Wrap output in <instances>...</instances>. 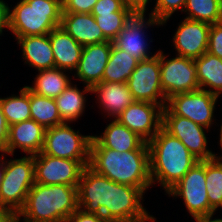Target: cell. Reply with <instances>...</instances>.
<instances>
[{
	"label": "cell",
	"instance_id": "6da1fadb",
	"mask_svg": "<svg viewBox=\"0 0 222 222\" xmlns=\"http://www.w3.org/2000/svg\"><path fill=\"white\" fill-rule=\"evenodd\" d=\"M88 167L116 183L139 187L145 194L152 190L146 141L136 150L118 152L103 147L92 136Z\"/></svg>",
	"mask_w": 222,
	"mask_h": 222
},
{
	"label": "cell",
	"instance_id": "7a4b0ae2",
	"mask_svg": "<svg viewBox=\"0 0 222 222\" xmlns=\"http://www.w3.org/2000/svg\"><path fill=\"white\" fill-rule=\"evenodd\" d=\"M147 144L152 188L158 184L165 194L199 161L162 127Z\"/></svg>",
	"mask_w": 222,
	"mask_h": 222
},
{
	"label": "cell",
	"instance_id": "3957f363",
	"mask_svg": "<svg viewBox=\"0 0 222 222\" xmlns=\"http://www.w3.org/2000/svg\"><path fill=\"white\" fill-rule=\"evenodd\" d=\"M77 209V186L35 183L19 211V219L20 222H66Z\"/></svg>",
	"mask_w": 222,
	"mask_h": 222
},
{
	"label": "cell",
	"instance_id": "277c9868",
	"mask_svg": "<svg viewBox=\"0 0 222 222\" xmlns=\"http://www.w3.org/2000/svg\"><path fill=\"white\" fill-rule=\"evenodd\" d=\"M9 33L13 39L47 35L61 24V0H17L8 5ZM15 37V38H14Z\"/></svg>",
	"mask_w": 222,
	"mask_h": 222
},
{
	"label": "cell",
	"instance_id": "5b68a950",
	"mask_svg": "<svg viewBox=\"0 0 222 222\" xmlns=\"http://www.w3.org/2000/svg\"><path fill=\"white\" fill-rule=\"evenodd\" d=\"M145 196L139 187L108 179L107 204L102 216L109 222H151L156 216L144 207Z\"/></svg>",
	"mask_w": 222,
	"mask_h": 222
},
{
	"label": "cell",
	"instance_id": "8992f818",
	"mask_svg": "<svg viewBox=\"0 0 222 222\" xmlns=\"http://www.w3.org/2000/svg\"><path fill=\"white\" fill-rule=\"evenodd\" d=\"M14 156L6 154L4 178L0 187V208L19 212L35 184L34 155Z\"/></svg>",
	"mask_w": 222,
	"mask_h": 222
},
{
	"label": "cell",
	"instance_id": "52a82bcc",
	"mask_svg": "<svg viewBox=\"0 0 222 222\" xmlns=\"http://www.w3.org/2000/svg\"><path fill=\"white\" fill-rule=\"evenodd\" d=\"M219 98L206 90L199 89L171 96L167 99L166 107L174 115L186 117L198 125L215 131L219 121L216 117L219 114L215 113L216 107L221 106Z\"/></svg>",
	"mask_w": 222,
	"mask_h": 222
},
{
	"label": "cell",
	"instance_id": "ba28073f",
	"mask_svg": "<svg viewBox=\"0 0 222 222\" xmlns=\"http://www.w3.org/2000/svg\"><path fill=\"white\" fill-rule=\"evenodd\" d=\"M72 123H63L45 131L43 154L52 157L89 161L92 134H82ZM91 134V135H90Z\"/></svg>",
	"mask_w": 222,
	"mask_h": 222
},
{
	"label": "cell",
	"instance_id": "9c48e42d",
	"mask_svg": "<svg viewBox=\"0 0 222 222\" xmlns=\"http://www.w3.org/2000/svg\"><path fill=\"white\" fill-rule=\"evenodd\" d=\"M152 27L162 28V23L154 19L149 13H133L112 43L138 61L150 59L159 52V49H154L155 46L152 47L150 44L154 42V39H150L151 36L148 35L150 32L148 30Z\"/></svg>",
	"mask_w": 222,
	"mask_h": 222
},
{
	"label": "cell",
	"instance_id": "30bf717a",
	"mask_svg": "<svg viewBox=\"0 0 222 222\" xmlns=\"http://www.w3.org/2000/svg\"><path fill=\"white\" fill-rule=\"evenodd\" d=\"M164 195L172 200L182 199L187 216L210 215L217 213L209 204L205 180V160L194 166Z\"/></svg>",
	"mask_w": 222,
	"mask_h": 222
},
{
	"label": "cell",
	"instance_id": "8fae6325",
	"mask_svg": "<svg viewBox=\"0 0 222 222\" xmlns=\"http://www.w3.org/2000/svg\"><path fill=\"white\" fill-rule=\"evenodd\" d=\"M161 127L178 138L186 148L199 160H210L217 156L212 148H209L211 130L196 124L192 120L174 115L166 106L162 110V125Z\"/></svg>",
	"mask_w": 222,
	"mask_h": 222
},
{
	"label": "cell",
	"instance_id": "7c38bea8",
	"mask_svg": "<svg viewBox=\"0 0 222 222\" xmlns=\"http://www.w3.org/2000/svg\"><path fill=\"white\" fill-rule=\"evenodd\" d=\"M163 50L160 49V78L166 100L179 93L199 90L194 59L171 56Z\"/></svg>",
	"mask_w": 222,
	"mask_h": 222
},
{
	"label": "cell",
	"instance_id": "4fadbf2b",
	"mask_svg": "<svg viewBox=\"0 0 222 222\" xmlns=\"http://www.w3.org/2000/svg\"><path fill=\"white\" fill-rule=\"evenodd\" d=\"M88 164L89 161L57 158L40 152L34 155L35 183L78 186L83 170Z\"/></svg>",
	"mask_w": 222,
	"mask_h": 222
},
{
	"label": "cell",
	"instance_id": "5bb4252c",
	"mask_svg": "<svg viewBox=\"0 0 222 222\" xmlns=\"http://www.w3.org/2000/svg\"><path fill=\"white\" fill-rule=\"evenodd\" d=\"M127 85L135 101L151 102L162 108L166 106L160 78V48L155 57L138 62Z\"/></svg>",
	"mask_w": 222,
	"mask_h": 222
},
{
	"label": "cell",
	"instance_id": "9a60e30c",
	"mask_svg": "<svg viewBox=\"0 0 222 222\" xmlns=\"http://www.w3.org/2000/svg\"><path fill=\"white\" fill-rule=\"evenodd\" d=\"M211 24L182 18L171 38V52L175 55L196 59L207 52Z\"/></svg>",
	"mask_w": 222,
	"mask_h": 222
},
{
	"label": "cell",
	"instance_id": "2e32d148",
	"mask_svg": "<svg viewBox=\"0 0 222 222\" xmlns=\"http://www.w3.org/2000/svg\"><path fill=\"white\" fill-rule=\"evenodd\" d=\"M162 110L158 104L134 101L116 119L148 142L161 128Z\"/></svg>",
	"mask_w": 222,
	"mask_h": 222
},
{
	"label": "cell",
	"instance_id": "e0dca14e",
	"mask_svg": "<svg viewBox=\"0 0 222 222\" xmlns=\"http://www.w3.org/2000/svg\"><path fill=\"white\" fill-rule=\"evenodd\" d=\"M90 90V97L95 96V104L93 103L90 107L99 108L98 113H101V116L104 115V120L116 119L126 107L135 101L127 83L102 81L91 86Z\"/></svg>",
	"mask_w": 222,
	"mask_h": 222
},
{
	"label": "cell",
	"instance_id": "ac0fdd59",
	"mask_svg": "<svg viewBox=\"0 0 222 222\" xmlns=\"http://www.w3.org/2000/svg\"><path fill=\"white\" fill-rule=\"evenodd\" d=\"M112 44L111 41H106L83 46L80 61L72 74L73 81L74 79L79 80L80 84L82 83L89 87L102 82Z\"/></svg>",
	"mask_w": 222,
	"mask_h": 222
},
{
	"label": "cell",
	"instance_id": "d6986e66",
	"mask_svg": "<svg viewBox=\"0 0 222 222\" xmlns=\"http://www.w3.org/2000/svg\"><path fill=\"white\" fill-rule=\"evenodd\" d=\"M46 129L29 119L9 126L8 140L4 147L7 154L36 155L42 152ZM21 151H20V150Z\"/></svg>",
	"mask_w": 222,
	"mask_h": 222
},
{
	"label": "cell",
	"instance_id": "ffe728a7",
	"mask_svg": "<svg viewBox=\"0 0 222 222\" xmlns=\"http://www.w3.org/2000/svg\"><path fill=\"white\" fill-rule=\"evenodd\" d=\"M78 209L88 214L102 215L107 204L108 178L95 173L88 166L83 170L77 186Z\"/></svg>",
	"mask_w": 222,
	"mask_h": 222
},
{
	"label": "cell",
	"instance_id": "44dd1931",
	"mask_svg": "<svg viewBox=\"0 0 222 222\" xmlns=\"http://www.w3.org/2000/svg\"><path fill=\"white\" fill-rule=\"evenodd\" d=\"M15 41L21 49L22 62L27 67L36 71L55 67L49 34L18 37Z\"/></svg>",
	"mask_w": 222,
	"mask_h": 222
},
{
	"label": "cell",
	"instance_id": "7402d4cb",
	"mask_svg": "<svg viewBox=\"0 0 222 222\" xmlns=\"http://www.w3.org/2000/svg\"><path fill=\"white\" fill-rule=\"evenodd\" d=\"M60 27L82 46L108 41L91 13H62Z\"/></svg>",
	"mask_w": 222,
	"mask_h": 222
},
{
	"label": "cell",
	"instance_id": "603a6c76",
	"mask_svg": "<svg viewBox=\"0 0 222 222\" xmlns=\"http://www.w3.org/2000/svg\"><path fill=\"white\" fill-rule=\"evenodd\" d=\"M75 82L77 83V81L72 80L71 84L54 99L64 123L79 122L78 120L87 114L85 113L88 111L86 107L91 103L88 101L90 99L88 95H91L90 87L82 84L83 88L80 89L78 87L80 83L76 84Z\"/></svg>",
	"mask_w": 222,
	"mask_h": 222
},
{
	"label": "cell",
	"instance_id": "cb8c5ba5",
	"mask_svg": "<svg viewBox=\"0 0 222 222\" xmlns=\"http://www.w3.org/2000/svg\"><path fill=\"white\" fill-rule=\"evenodd\" d=\"M55 67L73 74L81 58L83 46L60 26L49 33Z\"/></svg>",
	"mask_w": 222,
	"mask_h": 222
},
{
	"label": "cell",
	"instance_id": "d4e9b609",
	"mask_svg": "<svg viewBox=\"0 0 222 222\" xmlns=\"http://www.w3.org/2000/svg\"><path fill=\"white\" fill-rule=\"evenodd\" d=\"M106 121L102 133L92 134L103 147L118 152H126L138 149L145 142L137 133L129 130L117 119H108Z\"/></svg>",
	"mask_w": 222,
	"mask_h": 222
},
{
	"label": "cell",
	"instance_id": "484cf974",
	"mask_svg": "<svg viewBox=\"0 0 222 222\" xmlns=\"http://www.w3.org/2000/svg\"><path fill=\"white\" fill-rule=\"evenodd\" d=\"M37 72V73H36ZM35 72L32 85H26L33 93L53 98L58 97L73 80L72 73L56 67ZM70 74V75H69Z\"/></svg>",
	"mask_w": 222,
	"mask_h": 222
},
{
	"label": "cell",
	"instance_id": "4316f807",
	"mask_svg": "<svg viewBox=\"0 0 222 222\" xmlns=\"http://www.w3.org/2000/svg\"><path fill=\"white\" fill-rule=\"evenodd\" d=\"M194 61L200 89L222 97V59L205 52Z\"/></svg>",
	"mask_w": 222,
	"mask_h": 222
},
{
	"label": "cell",
	"instance_id": "83f0119b",
	"mask_svg": "<svg viewBox=\"0 0 222 222\" xmlns=\"http://www.w3.org/2000/svg\"><path fill=\"white\" fill-rule=\"evenodd\" d=\"M138 60L132 57L126 51L115 47L112 44V49L105 67L102 81L127 83L128 78L138 64Z\"/></svg>",
	"mask_w": 222,
	"mask_h": 222
},
{
	"label": "cell",
	"instance_id": "f1b7e54d",
	"mask_svg": "<svg viewBox=\"0 0 222 222\" xmlns=\"http://www.w3.org/2000/svg\"><path fill=\"white\" fill-rule=\"evenodd\" d=\"M7 96H0L2 112L8 125L31 119L30 113V89L26 84L14 93Z\"/></svg>",
	"mask_w": 222,
	"mask_h": 222
},
{
	"label": "cell",
	"instance_id": "f546056e",
	"mask_svg": "<svg viewBox=\"0 0 222 222\" xmlns=\"http://www.w3.org/2000/svg\"><path fill=\"white\" fill-rule=\"evenodd\" d=\"M31 119L45 129L63 124L58 107L53 98L44 97L30 90Z\"/></svg>",
	"mask_w": 222,
	"mask_h": 222
},
{
	"label": "cell",
	"instance_id": "4dcf8cb0",
	"mask_svg": "<svg viewBox=\"0 0 222 222\" xmlns=\"http://www.w3.org/2000/svg\"><path fill=\"white\" fill-rule=\"evenodd\" d=\"M205 180L210 207L220 213L222 209V156L205 160Z\"/></svg>",
	"mask_w": 222,
	"mask_h": 222
},
{
	"label": "cell",
	"instance_id": "1f68e13d",
	"mask_svg": "<svg viewBox=\"0 0 222 222\" xmlns=\"http://www.w3.org/2000/svg\"><path fill=\"white\" fill-rule=\"evenodd\" d=\"M221 0H186L182 17L209 24L219 22Z\"/></svg>",
	"mask_w": 222,
	"mask_h": 222
},
{
	"label": "cell",
	"instance_id": "d6a6232c",
	"mask_svg": "<svg viewBox=\"0 0 222 222\" xmlns=\"http://www.w3.org/2000/svg\"><path fill=\"white\" fill-rule=\"evenodd\" d=\"M133 12H114L94 16L96 23L108 41H113L125 26Z\"/></svg>",
	"mask_w": 222,
	"mask_h": 222
},
{
	"label": "cell",
	"instance_id": "836d02e7",
	"mask_svg": "<svg viewBox=\"0 0 222 222\" xmlns=\"http://www.w3.org/2000/svg\"><path fill=\"white\" fill-rule=\"evenodd\" d=\"M153 3L149 14L162 23L164 30L170 18L173 19V15L176 16L177 13L180 15L179 12L183 13L186 0H153Z\"/></svg>",
	"mask_w": 222,
	"mask_h": 222
},
{
	"label": "cell",
	"instance_id": "e575fe53",
	"mask_svg": "<svg viewBox=\"0 0 222 222\" xmlns=\"http://www.w3.org/2000/svg\"><path fill=\"white\" fill-rule=\"evenodd\" d=\"M114 12H132L127 8L122 0H98L94 5L91 14L93 16H100L101 14Z\"/></svg>",
	"mask_w": 222,
	"mask_h": 222
},
{
	"label": "cell",
	"instance_id": "d590c367",
	"mask_svg": "<svg viewBox=\"0 0 222 222\" xmlns=\"http://www.w3.org/2000/svg\"><path fill=\"white\" fill-rule=\"evenodd\" d=\"M207 52L222 59V24H211Z\"/></svg>",
	"mask_w": 222,
	"mask_h": 222
},
{
	"label": "cell",
	"instance_id": "8d00e7d4",
	"mask_svg": "<svg viewBox=\"0 0 222 222\" xmlns=\"http://www.w3.org/2000/svg\"><path fill=\"white\" fill-rule=\"evenodd\" d=\"M97 1L98 0H61L62 13H91Z\"/></svg>",
	"mask_w": 222,
	"mask_h": 222
},
{
	"label": "cell",
	"instance_id": "74e56055",
	"mask_svg": "<svg viewBox=\"0 0 222 222\" xmlns=\"http://www.w3.org/2000/svg\"><path fill=\"white\" fill-rule=\"evenodd\" d=\"M66 222H109L102 215L88 214L81 209H77L70 217L66 219Z\"/></svg>",
	"mask_w": 222,
	"mask_h": 222
},
{
	"label": "cell",
	"instance_id": "f35d334b",
	"mask_svg": "<svg viewBox=\"0 0 222 222\" xmlns=\"http://www.w3.org/2000/svg\"><path fill=\"white\" fill-rule=\"evenodd\" d=\"M133 13H149L152 0H122Z\"/></svg>",
	"mask_w": 222,
	"mask_h": 222
},
{
	"label": "cell",
	"instance_id": "ab89813d",
	"mask_svg": "<svg viewBox=\"0 0 222 222\" xmlns=\"http://www.w3.org/2000/svg\"><path fill=\"white\" fill-rule=\"evenodd\" d=\"M6 1L7 0H0V36L3 37H5L3 35L4 32H9V12H8L9 4Z\"/></svg>",
	"mask_w": 222,
	"mask_h": 222
},
{
	"label": "cell",
	"instance_id": "60d3db41",
	"mask_svg": "<svg viewBox=\"0 0 222 222\" xmlns=\"http://www.w3.org/2000/svg\"><path fill=\"white\" fill-rule=\"evenodd\" d=\"M9 125L6 118L2 112V107L0 104V150H3L7 140H8Z\"/></svg>",
	"mask_w": 222,
	"mask_h": 222
},
{
	"label": "cell",
	"instance_id": "b9f144b4",
	"mask_svg": "<svg viewBox=\"0 0 222 222\" xmlns=\"http://www.w3.org/2000/svg\"><path fill=\"white\" fill-rule=\"evenodd\" d=\"M0 222H20L19 212L0 208Z\"/></svg>",
	"mask_w": 222,
	"mask_h": 222
},
{
	"label": "cell",
	"instance_id": "7bdbcfd3",
	"mask_svg": "<svg viewBox=\"0 0 222 222\" xmlns=\"http://www.w3.org/2000/svg\"><path fill=\"white\" fill-rule=\"evenodd\" d=\"M215 214L210 215H202V216H195L192 217V222H222V217L220 218V214L216 217ZM194 220V221H193Z\"/></svg>",
	"mask_w": 222,
	"mask_h": 222
},
{
	"label": "cell",
	"instance_id": "ee69618b",
	"mask_svg": "<svg viewBox=\"0 0 222 222\" xmlns=\"http://www.w3.org/2000/svg\"><path fill=\"white\" fill-rule=\"evenodd\" d=\"M6 152L0 150V187L4 178L5 166H6Z\"/></svg>",
	"mask_w": 222,
	"mask_h": 222
},
{
	"label": "cell",
	"instance_id": "f6af8a7d",
	"mask_svg": "<svg viewBox=\"0 0 222 222\" xmlns=\"http://www.w3.org/2000/svg\"><path fill=\"white\" fill-rule=\"evenodd\" d=\"M217 131H218L217 135L219 133V135L217 136L218 138H216V139H218L217 140L218 141L217 145L220 146L218 149H220L219 151L221 152V154L219 152H217V156H222V119H220L219 122H218V129H217Z\"/></svg>",
	"mask_w": 222,
	"mask_h": 222
},
{
	"label": "cell",
	"instance_id": "bcb514c9",
	"mask_svg": "<svg viewBox=\"0 0 222 222\" xmlns=\"http://www.w3.org/2000/svg\"><path fill=\"white\" fill-rule=\"evenodd\" d=\"M219 23H221V24H222V4H221V11H220Z\"/></svg>",
	"mask_w": 222,
	"mask_h": 222
}]
</instances>
